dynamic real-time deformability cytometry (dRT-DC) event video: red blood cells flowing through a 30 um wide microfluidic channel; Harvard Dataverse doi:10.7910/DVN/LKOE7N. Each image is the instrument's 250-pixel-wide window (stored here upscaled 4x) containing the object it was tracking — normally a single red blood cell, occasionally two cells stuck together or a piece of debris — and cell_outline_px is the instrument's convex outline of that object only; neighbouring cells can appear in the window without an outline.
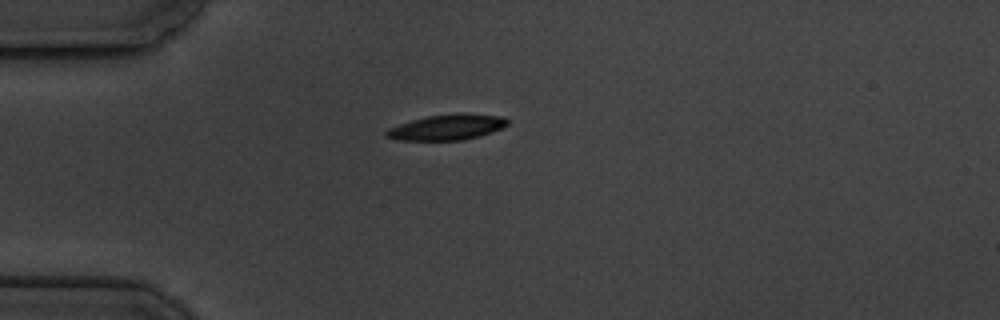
{"species": "common noctule bat (a hibernating species)", "species_latin": "Nyctalus noctula", "temperature_condition": "cold", "stored_images_in_passage": 8, "camera_frame_rate_fps": 3000, "um_per_image_px": 0.085, "animal": {"sex": "male", "body_mass_g": 19.5, "forearm_length_mm": 54.6}, "frame": {"image": 1, "passage_image": 1, "time_ms": 0.0, "image_size_px": [1000, 320], "cell_outline_px": [[508, 124], [492, 132], [480, 136], [464, 140], [396, 140], [384, 136], [384, 132], [388, 128], [412, 120], [428, 116], [460, 112], [464, 112], [504, 116], [508, 120]], "centroid_in_image_um": [38.01, 10.8], "position_along_channel_um": 47.0, "area_um2": 18.26}}
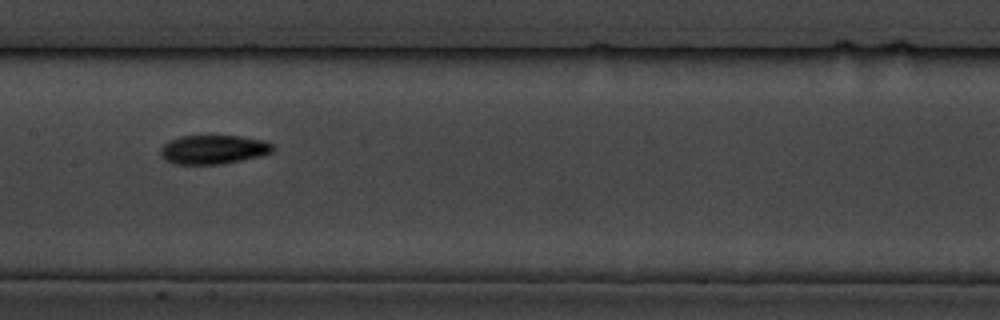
{"frame": {"image": 2, "passage_image": 5, "time_ms": 4.667, "image_size_px": [1000, 320], "cell_outline_px": [[276, 148], [272, 152], [260, 156], [220, 164], [172, 164], [164, 160], [160, 156], [160, 148], [168, 140], [180, 136], [240, 136], [264, 140], [272, 144]], "centroid_in_image_um": [18.1, 12.71], "position_along_channel_um": 189.3, "area_um2": 19.13}}
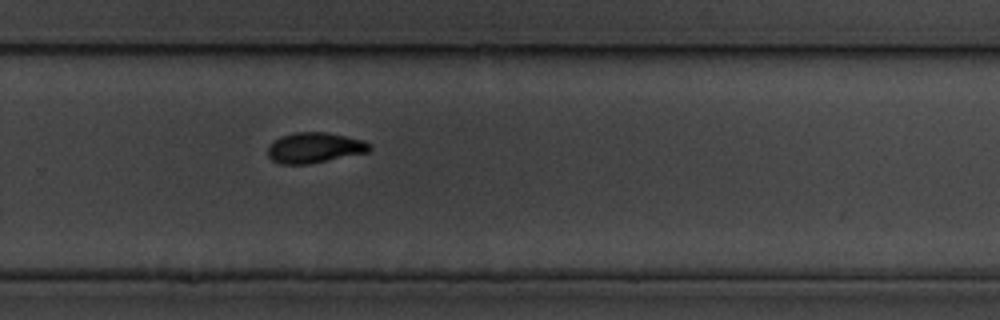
{"frame": {"image": 3, "passage_image": 8, "time_ms": 8.0, "image_size_px": [1000, 320], "cell_outline_px": [[372, 148], [368, 152], [308, 164], [280, 164], [272, 160], [268, 156], [268, 144], [272, 140], [280, 136], [296, 132], [328, 132], [364, 140], [372, 144]], "centroid_in_image_um": [26.72, 12.54], "position_along_channel_um": 303.1, "area_um2": 18.26}}